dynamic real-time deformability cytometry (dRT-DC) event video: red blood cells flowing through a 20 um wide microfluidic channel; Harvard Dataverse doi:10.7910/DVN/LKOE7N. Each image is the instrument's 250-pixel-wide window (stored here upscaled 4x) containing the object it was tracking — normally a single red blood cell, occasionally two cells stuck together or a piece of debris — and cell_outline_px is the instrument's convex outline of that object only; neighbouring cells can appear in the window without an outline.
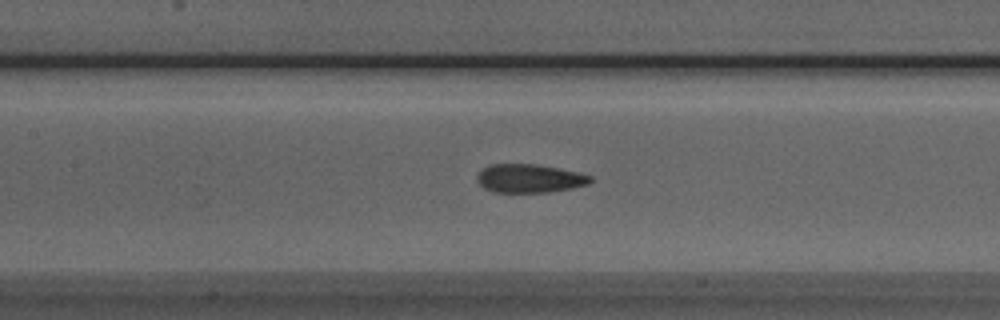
{"species": "Egyptian fruit bat (a non-hibernating species)", "species_latin": "Rousettus aegyptiacus", "temperature_condition": "room temperature", "stored_images_in_passage": 34, "camera_frame_rate_fps": 3000, "um_per_image_px": 0.085, "animal": {"sex": "male"}, "frame": {"image": 1, "passage_image": 11, "time_ms": 3.333, "image_size_px": [1000, 320], "cell_outline_px": [[592, 180], [588, 184], [572, 188], [548, 192], [492, 192], [484, 188], [476, 180], [476, 176], [488, 164], [536, 164], [576, 172], [592, 176]], "centroid_in_image_um": [44.97, 15.17], "position_along_channel_um": 162.4, "area_um2": 18.73}}
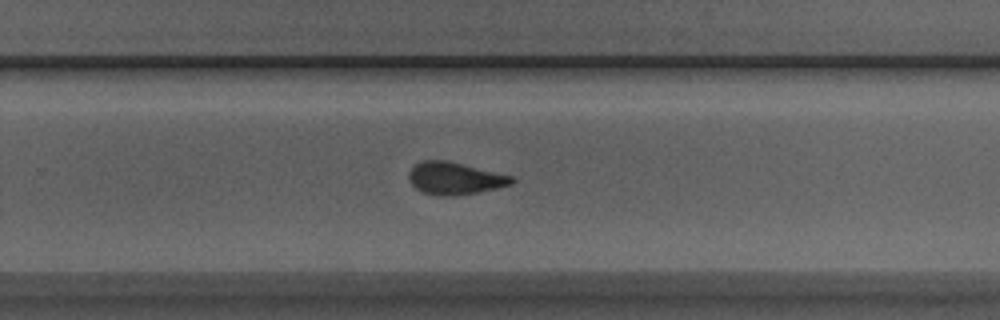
{"frame": {"image": 2, "passage_image": 21, "time_ms": 6.667, "image_size_px": [1000, 320], "cell_outline_px": [[516, 180], [512, 184], [496, 188], [476, 192], [452, 196], [440, 196], [424, 192], [416, 188], [408, 180], [408, 172], [420, 160], [444, 160], [512, 176]], "centroid_in_image_um": [38.62, 15.16], "position_along_channel_um": 291.2, "area_um2": 19.07}}
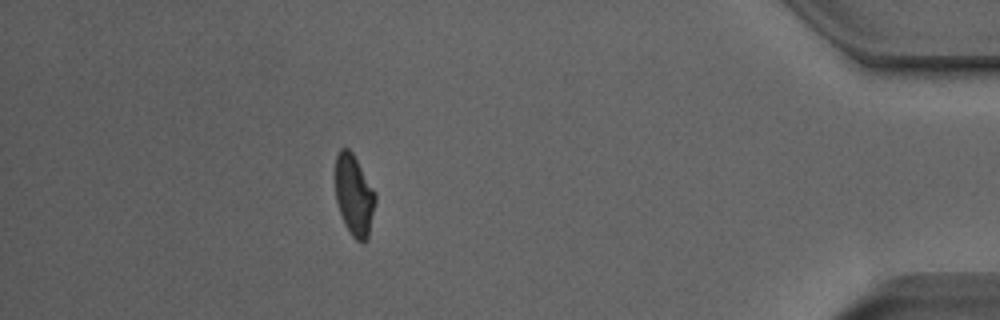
{"frame": {"image": 3, "passage_image": 34, "time_ms": 11.0, "image_size_px": [1000, 320], "cell_outline_px": [[376, 200], [368, 240], [364, 244], [356, 240], [352, 236], [344, 224], [336, 200], [336, 156], [340, 148], [348, 148], [352, 152], [376, 192]], "centroid_in_image_um": [30.12, 16.63], "position_along_channel_um": 405.1, "area_um2": 19.02}, "authors_computed_cell_mechanics": {"area_um2": 19.3919, "velocity_mm_per_s": 3.878, "shape_relaxation_time_tau1_ms": 5.3865, "shape_relaxation_time_tau2_ms": 1.6175, "deformation_change_tau1": 0.1734, "deformation_change_tau2": 0.089}}